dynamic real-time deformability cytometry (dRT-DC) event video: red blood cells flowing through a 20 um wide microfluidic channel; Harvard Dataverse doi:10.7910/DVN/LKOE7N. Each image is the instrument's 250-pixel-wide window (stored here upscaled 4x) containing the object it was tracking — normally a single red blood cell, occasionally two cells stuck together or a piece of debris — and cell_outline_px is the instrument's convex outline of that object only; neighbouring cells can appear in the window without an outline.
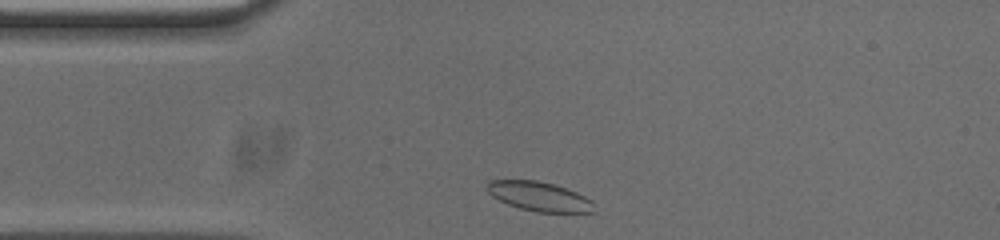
{"species": "common noctule bat (a hibernating species)", "species_latin": "Nyctalus noctula", "temperature_condition": "cold", "stored_images_in_passage": 32, "camera_frame_rate_fps": 3000, "um_per_image_px": 0.085, "animal": {"sex": "male", "body_mass_g": 20.0, "forearm_length_mm": 53.3}, "frame": {"image": 1, "passage_image": 1, "time_ms": 0.0, "image_size_px": [1000, 240], "cell_outline_px": [[592, 212], [536, 212], [520, 208], [508, 204], [492, 196], [484, 188], [488, 180], [536, 180], [552, 184], [576, 192], [592, 200]], "centroid_in_image_um": [45.76, 16.68], "position_along_channel_um": 39.2, "area_um2": 18.09}}
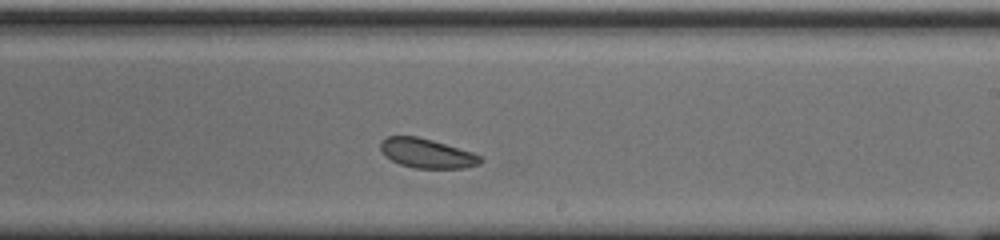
{"frame": {"image": 2, "passage_image": 20, "time_ms": 6.333, "image_size_px": [1000, 240], "cell_outline_px": [[484, 160], [480, 164], [464, 168], [416, 168], [400, 164], [392, 160], [380, 148], [380, 144], [388, 136], [416, 136], [432, 140], [472, 152], [480, 156]], "centroid_in_image_um": [36.33, 13.04], "position_along_channel_um": 252.7, "area_um2": 16.82}}
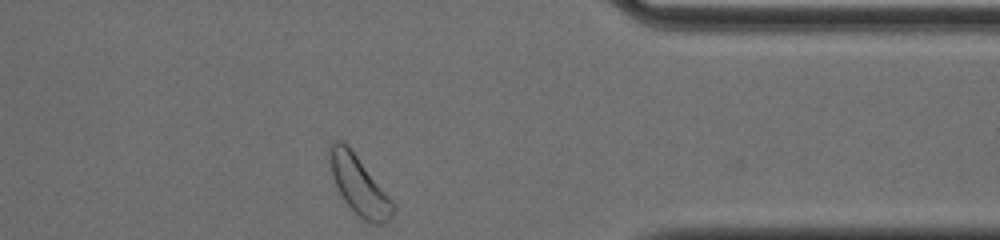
{"frame": {"image": 3, "passage_image": 32, "time_ms": 10.333, "image_size_px": [1000, 240], "cell_outline_px": [[392, 216], [384, 224], [376, 224], [364, 220], [344, 200], [332, 176], [328, 160], [328, 152], [332, 144], [336, 140], [344, 140], [348, 144], [392, 200]], "centroid_in_image_um": [30.48, 15.7], "position_along_channel_um": 380.9, "area_um2": 21.15}, "authors_computed_cell_mechanics": {"area_um2": 17.7446, "velocity_mm_per_s": 3.6737, "shape_relaxation_time_tau1_ms": 5.526, "shape_relaxation_time_tau2_ms": null, "deformation_change_tau1": 0.049, "deformation_change_tau2": null}}